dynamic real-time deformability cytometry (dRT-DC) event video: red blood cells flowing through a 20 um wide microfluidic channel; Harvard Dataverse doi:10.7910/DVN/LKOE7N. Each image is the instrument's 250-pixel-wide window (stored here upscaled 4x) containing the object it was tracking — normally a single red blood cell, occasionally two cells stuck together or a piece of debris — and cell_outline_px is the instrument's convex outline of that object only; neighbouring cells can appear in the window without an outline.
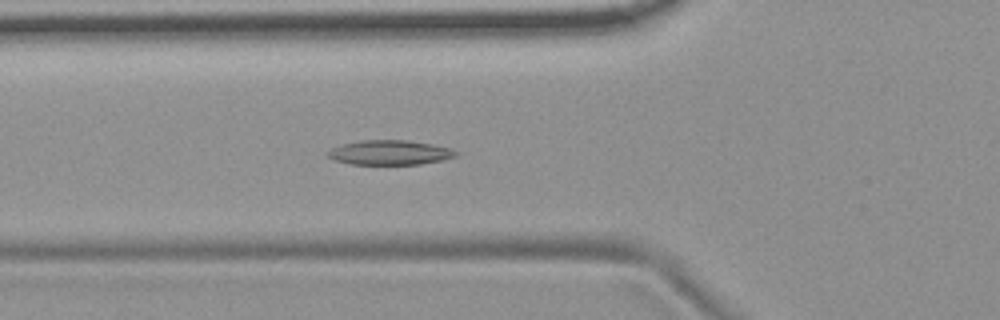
{"species": "common noctule bat (a hibernating species)", "species_latin": "Nyctalus noctula", "temperature_condition": "room temperature", "stored_images_in_passage": 55, "camera_frame_rate_fps": 3000, "um_per_image_px": 0.085, "animal": {"sex": "female", "body_mass_g": 19.9}, "frame": {"image": 1, "passage_image": 19, "time_ms": 6.0, "image_size_px": [1000, 320], "cell_outline_px": [[456, 156], [440, 160], [420, 164], [352, 164], [336, 160], [328, 156], [324, 152], [332, 148], [344, 144], [360, 140], [408, 140], [432, 144], [448, 148], [456, 152]], "centroid_in_image_um": [33.09, 12.96], "position_along_channel_um": 92.7, "area_um2": 18.09}}
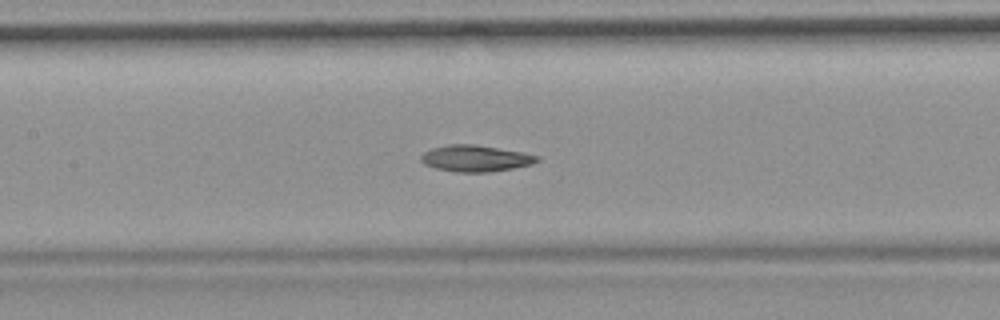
{"frame": {"image": 2, "passage_image": 25, "time_ms": 8.0, "image_size_px": [1000, 320], "cell_outline_px": [[540, 160], [532, 164], [512, 168], [488, 172], [456, 172], [436, 168], [424, 164], [420, 160], [420, 156], [424, 152], [432, 148], [448, 144], [476, 144], [524, 152], [540, 156]], "centroid_in_image_um": [40.43, 13.45], "position_along_channel_um": 167.0, "area_um2": 17.98}}
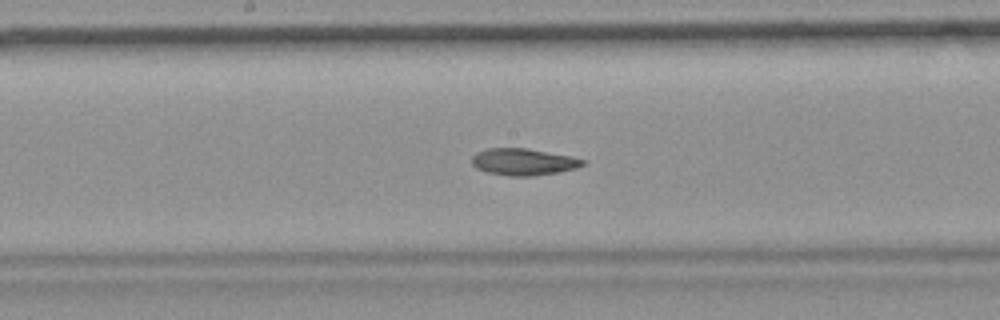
{"frame": {"image": 3, "passage_image": 28, "time_ms": 9.0, "image_size_px": [1000, 320], "cell_outline_px": [[588, 160], [584, 164], [576, 168], [556, 172], [532, 176], [508, 176], [488, 172], [476, 168], [472, 164], [472, 156], [476, 152], [488, 148], [528, 148], [572, 156]], "centroid_in_image_um": [44.5, 13.75], "position_along_channel_um": 203.7, "area_um2": 17.4}, "authors_computed_cell_mechanics": {"area_um2": 18.0914, "velocity_mm_per_s": 3.7066, "shape_relaxation_time_tau1_ms": null, "shape_relaxation_time_tau2_ms": 6.8005, "deformation_change_tau1": null, "deformation_change_tau2": 0.1409}}